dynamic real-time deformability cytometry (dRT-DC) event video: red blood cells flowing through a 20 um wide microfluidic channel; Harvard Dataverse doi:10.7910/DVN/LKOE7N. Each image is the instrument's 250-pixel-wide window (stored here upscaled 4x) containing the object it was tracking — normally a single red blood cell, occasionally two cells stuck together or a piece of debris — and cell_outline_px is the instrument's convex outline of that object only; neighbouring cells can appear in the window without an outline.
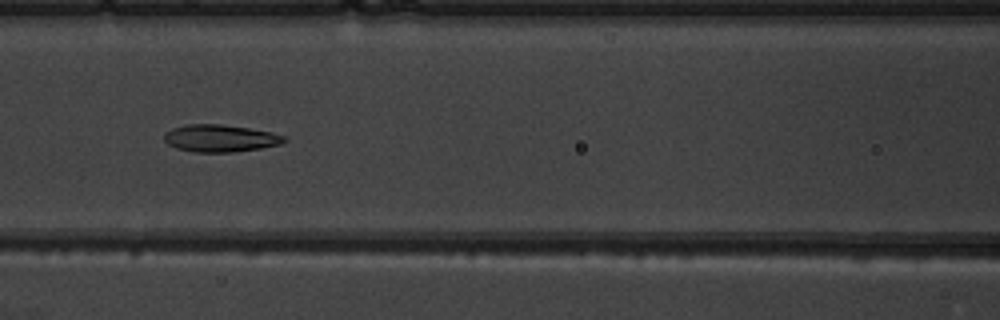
{"species": "common noctule bat (a hibernating species)", "species_latin": "Nyctalus noctula", "temperature_condition": "warm", "stored_images_in_passage": 10, "camera_frame_rate_fps": 3000, "um_per_image_px": 0.085, "animal": {"sex": "male", "body_mass_g": 19.5, "forearm_length_mm": 54.6}, "frame": {"image": 1, "passage_image": 7, "time_ms": 7.0, "image_size_px": [1000, 320], "cell_outline_px": [[288, 140], [280, 144], [260, 148], [232, 152], [192, 152], [176, 148], [168, 144], [164, 140], [164, 132], [172, 128], [184, 124], [220, 124], [248, 128], [272, 132], [288, 136]], "centroid_in_image_um": [18.71, 11.75], "position_along_channel_um": 147.9, "area_um2": 19.25}}
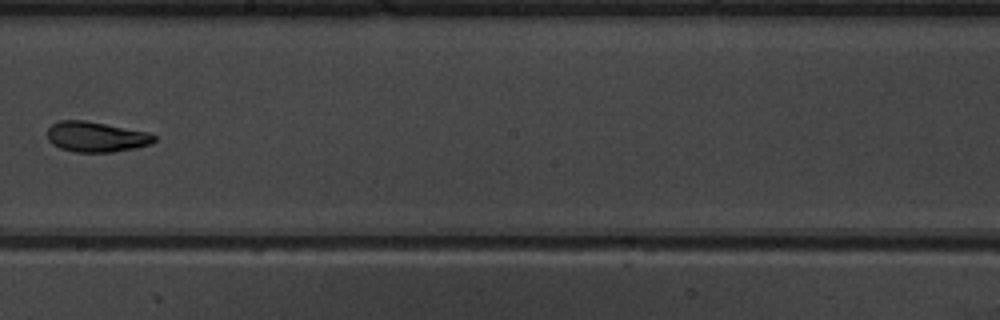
{"frame": {"image": 2, "passage_image": 9, "time_ms": 9.333, "image_size_px": [1000, 320], "cell_outline_px": [[156, 140], [152, 144], [136, 148], [112, 152], [76, 152], [60, 148], [52, 144], [48, 140], [48, 128], [52, 124], [60, 120], [84, 120], [148, 132], [156, 136]], "centroid_in_image_um": [8.18, 11.63], "position_along_channel_um": 240.0, "area_um2": 18.9}}
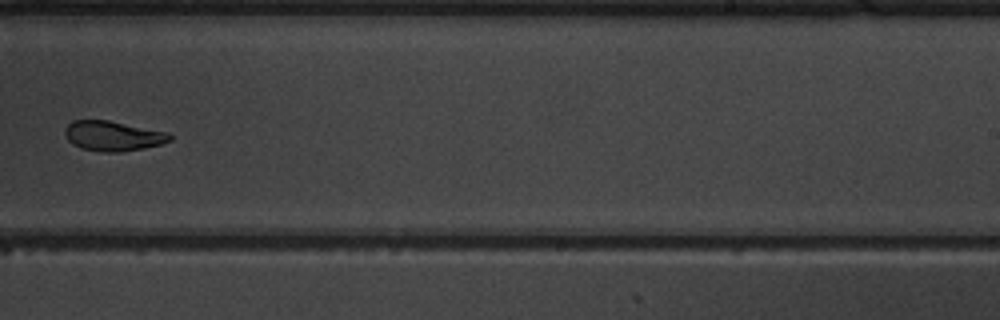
{"frame": {"image": 3, "passage_image": 10, "time_ms": 10.333, "image_size_px": [1000, 320], "cell_outline_px": [[172, 140], [160, 144], [144, 148], [120, 152], [104, 152], [80, 148], [72, 144], [64, 136], [64, 128], [72, 120], [108, 120], [168, 132], [172, 136]], "centroid_in_image_um": [9.57, 11.55], "position_along_channel_um": 279.4, "area_um2": 18.44}}